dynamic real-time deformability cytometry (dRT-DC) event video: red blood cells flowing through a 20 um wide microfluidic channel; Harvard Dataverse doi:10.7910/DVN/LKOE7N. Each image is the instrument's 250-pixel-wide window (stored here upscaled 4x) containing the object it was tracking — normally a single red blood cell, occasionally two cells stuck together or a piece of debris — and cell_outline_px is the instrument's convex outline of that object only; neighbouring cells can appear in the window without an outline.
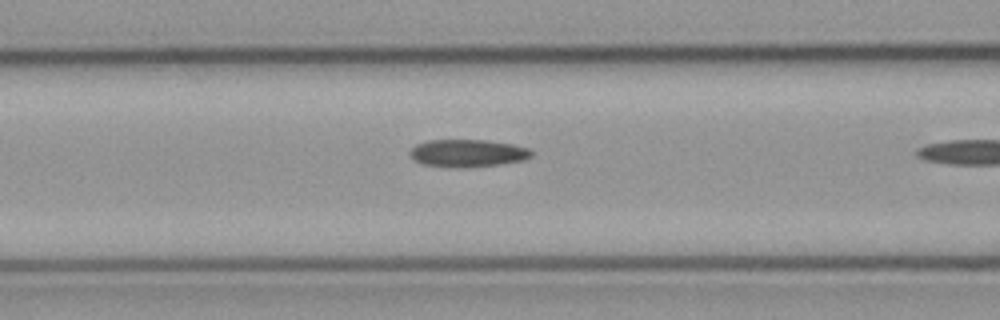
{"species": "common noctule bat (a hibernating species)", "species_latin": "Nyctalus noctula", "temperature_condition": "cold", "stored_images_in_passage": 4, "camera_frame_rate_fps": 3000, "um_per_image_px": 0.085, "animal": {"sex": "male", "body_mass_g": 23.1, "forearm_length_mm": 52.7}, "frame": {"image": 1, "passage_image": 3, "time_ms": 0.667, "image_size_px": [1000, 320], "cell_outline_px": [[532, 156], [524, 160], [500, 164], [424, 164], [412, 160], [408, 152], [416, 144], [428, 140], [488, 140], [512, 144], [528, 148], [532, 152]], "centroid_in_image_um": [39.76, 12.95], "position_along_channel_um": 126.8, "area_um2": 18.44}}